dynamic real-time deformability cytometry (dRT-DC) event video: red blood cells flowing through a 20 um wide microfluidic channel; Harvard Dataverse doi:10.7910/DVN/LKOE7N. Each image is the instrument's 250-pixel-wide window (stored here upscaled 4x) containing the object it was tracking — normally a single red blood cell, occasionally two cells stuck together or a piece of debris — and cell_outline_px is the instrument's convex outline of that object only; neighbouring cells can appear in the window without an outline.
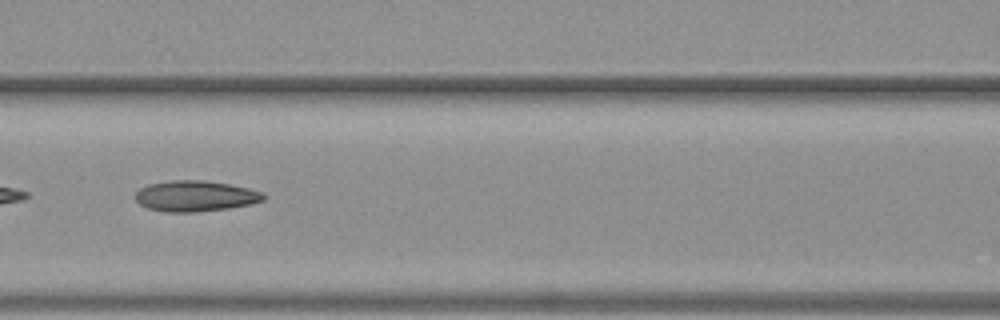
{"species": "common noctule bat (a hibernating species)", "species_latin": "Nyctalus noctula", "temperature_condition": "warm", "stored_images_in_passage": 32, "camera_frame_rate_fps": 3000, "um_per_image_px": 0.085, "animal": {"sex": "female", "body_mass_g": 19.3, "forearm_length_mm": 54.1}, "frame": {"image": 1, "passage_image": 23, "time_ms": 7.333, "image_size_px": [1000, 320], "cell_outline_px": [[268, 196], [264, 200], [252, 204], [228, 208], [196, 212], [164, 212], [148, 208], [140, 204], [136, 200], [136, 192], [140, 188], [148, 184], [172, 180], [204, 180], [228, 184], [248, 188], [264, 192]], "centroid_in_image_um": [16.64, 16.66], "position_along_channel_um": 150.0, "area_um2": 23.12}}